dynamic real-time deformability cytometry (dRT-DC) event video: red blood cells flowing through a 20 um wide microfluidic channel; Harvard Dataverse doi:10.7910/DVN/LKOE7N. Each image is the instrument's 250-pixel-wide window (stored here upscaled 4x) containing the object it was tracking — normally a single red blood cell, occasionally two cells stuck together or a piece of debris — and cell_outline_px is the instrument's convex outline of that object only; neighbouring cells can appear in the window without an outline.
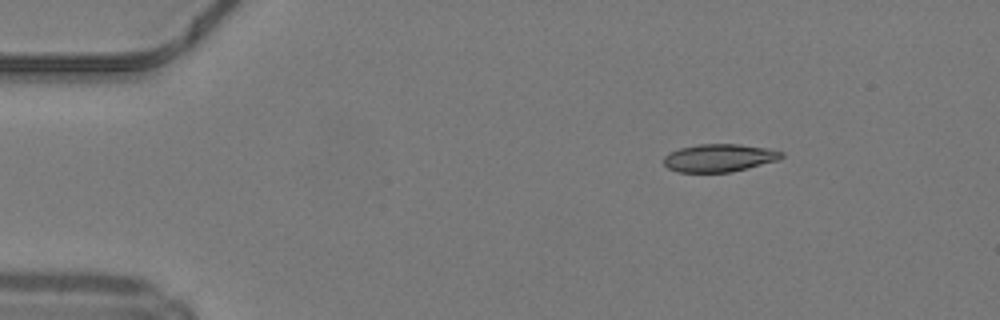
{"species": "common noctule bat (a hibernating species)", "species_latin": "Nyctalus noctula", "temperature_condition": "warm", "stored_images_in_passage": 42, "camera_frame_rate_fps": 3000, "um_per_image_px": 0.085, "animal": {"sex": "male", "body_mass_g": 19.2, "forearm_length_mm": 51.8}, "frame": {"image": 1, "passage_image": 1, "time_ms": 0.0, "image_size_px": [1000, 320], "cell_outline_px": [[784, 156], [780, 160], [732, 172], [676, 172], [668, 168], [664, 164], [664, 156], [668, 152], [680, 148], [696, 144], [740, 144], [768, 148], [784, 152]], "centroid_in_image_um": [61.15, 13.42], "position_along_channel_um": 23.9, "area_um2": 19.36}}
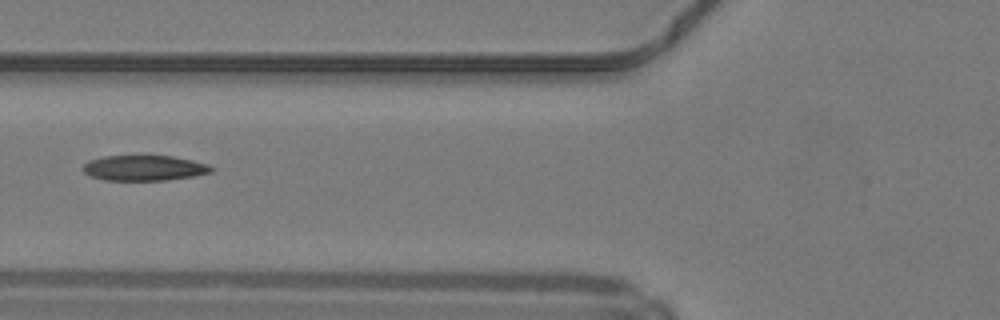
{"frame": {"image": 2, "passage_image": 13, "time_ms": 4.0, "image_size_px": [1000, 320], "cell_outline_px": [[216, 168], [212, 172], [192, 176], [164, 180], [104, 180], [92, 176], [84, 172], [80, 168], [88, 160], [104, 156], [144, 152], [172, 156], [192, 160], [208, 164]], "centroid_in_image_um": [12.23, 14.22], "position_along_channel_um": 113.6, "area_um2": 19.94}}
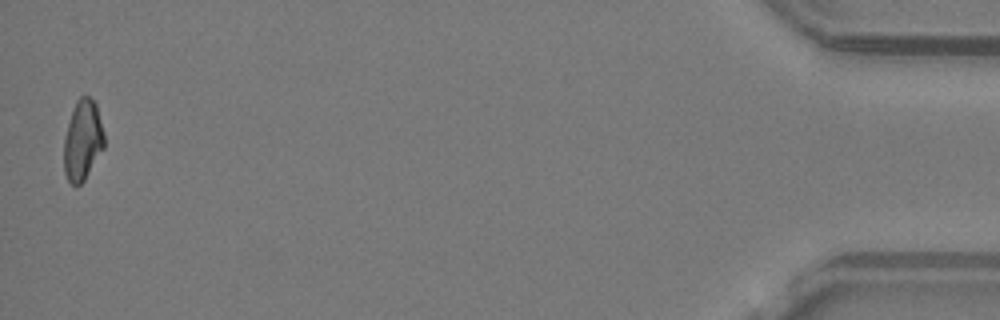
{"frame": {"image": 3, "passage_image": 42, "time_ms": 13.667, "image_size_px": [1000, 320], "cell_outline_px": [[104, 148], [84, 180], [80, 184], [72, 184], [68, 180], [64, 172], [64, 136], [76, 100], [84, 92], [96, 104], [104, 132]], "centroid_in_image_um": [7.03, 11.9], "position_along_channel_um": 428.2, "area_um2": 18.84}, "authors_computed_cell_mechanics": {"area_um2": 19.5364, "velocity_mm_per_s": 4.233, "shape_relaxation_time_tau1_ms": 7.5408, "shape_relaxation_time_tau2_ms": 6.7714, "deformation_change_tau1": 0.1948, "deformation_change_tau2": 0.1549}}